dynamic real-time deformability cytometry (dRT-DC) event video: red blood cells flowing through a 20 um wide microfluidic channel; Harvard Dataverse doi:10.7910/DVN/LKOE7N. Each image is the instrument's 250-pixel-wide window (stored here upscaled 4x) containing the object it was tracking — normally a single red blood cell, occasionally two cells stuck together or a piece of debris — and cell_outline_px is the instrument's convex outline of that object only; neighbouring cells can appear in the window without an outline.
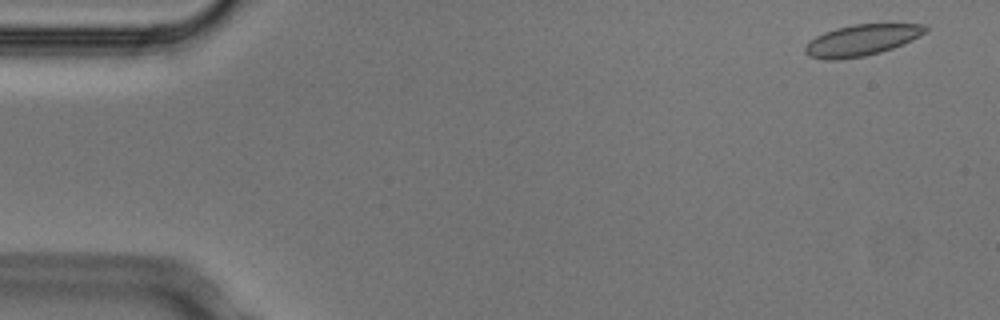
{"species": "Egyptian fruit bat (a non-hibernating species)", "species_latin": "Rousettus aegyptiacus", "temperature_condition": "cold", "stored_images_in_passage": 4, "camera_frame_rate_fps": 3000, "um_per_image_px": 0.085, "animal": {"sex": "male"}, "frame": {"image": 1, "passage_image": 1, "time_ms": 0.0, "image_size_px": [1000, 320], "cell_outline_px": [[928, 32], [912, 40], [892, 48], [880, 52], [864, 56], [836, 60], [824, 60], [808, 56], [804, 52], [804, 48], [816, 36], [824, 32], [836, 28], [852, 24], [924, 24], [928, 28]], "centroid_in_image_um": [73.24, 3.41], "position_along_channel_um": 11.8, "area_um2": 21.85}}